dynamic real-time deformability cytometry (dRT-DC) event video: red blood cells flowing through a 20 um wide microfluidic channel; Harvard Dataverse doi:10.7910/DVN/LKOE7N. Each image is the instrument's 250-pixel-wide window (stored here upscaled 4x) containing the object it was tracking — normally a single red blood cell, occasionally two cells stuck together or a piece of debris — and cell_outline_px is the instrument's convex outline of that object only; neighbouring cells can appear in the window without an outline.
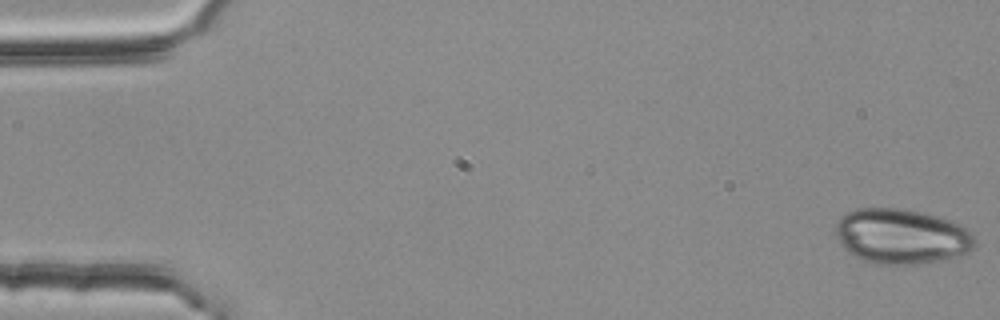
{"species": "common noctule bat (a hibernating species)", "species_latin": "Nyctalus noctula", "temperature_condition": "room temperature", "stored_images_in_passage": 54, "camera_frame_rate_fps": 3000, "um_per_image_px": 0.085, "animal": {"sex": "female", "body_mass_g": 25.1}, "frame": {"image": 1, "passage_image": 1, "time_ms": 0.0, "image_size_px": [1000, 320], "cell_outline_px": [[976, 244], [968, 252], [944, 260], [916, 264], [876, 264], [864, 260], [848, 252], [844, 248], [836, 236], [836, 220], [840, 216], [856, 208], [900, 208], [920, 212], [936, 216], [948, 220], [972, 232], [976, 240]], "centroid_in_image_um": [76.61, 20.09], "position_along_channel_um": 8.4, "area_um2": 44.62}}
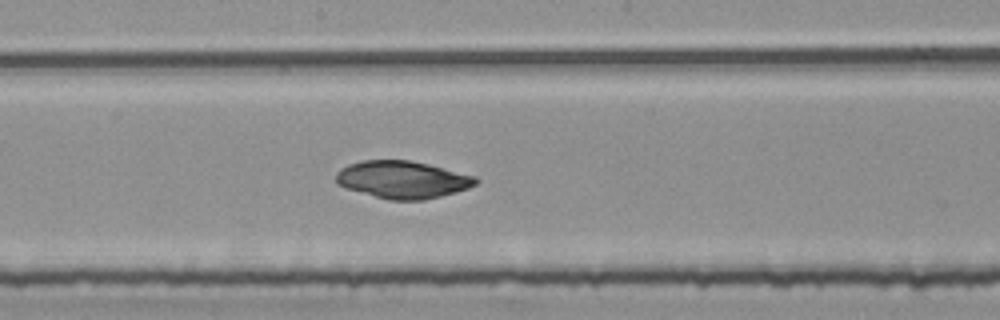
{"frame": {"image": 2, "passage_image": 29, "time_ms": 9.333, "image_size_px": [1000, 320], "cell_outline_px": [[480, 180], [476, 184], [468, 188], [456, 192], [424, 200], [388, 200], [348, 188], [340, 184], [336, 180], [336, 172], [348, 164], [364, 160], [408, 160], [428, 164], [476, 176]], "centroid_in_image_um": [34.25, 15.26], "position_along_channel_um": 213.9, "area_um2": 30.23}}
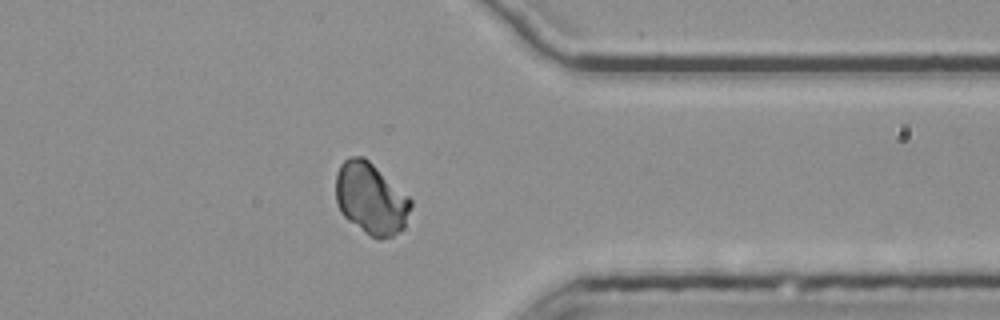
{"frame": {"image": 3, "passage_image": 43, "time_ms": 14.0, "image_size_px": [1000, 320], "cell_outline_px": [[412, 208], [404, 228], [392, 236], [380, 240], [364, 232], [348, 220], [340, 212], [336, 204], [336, 172], [340, 164], [348, 156], [364, 156], [408, 196], [412, 200]], "centroid_in_image_um": [31.51, 16.88], "position_along_channel_um": 379.9, "area_um2": 31.44}}